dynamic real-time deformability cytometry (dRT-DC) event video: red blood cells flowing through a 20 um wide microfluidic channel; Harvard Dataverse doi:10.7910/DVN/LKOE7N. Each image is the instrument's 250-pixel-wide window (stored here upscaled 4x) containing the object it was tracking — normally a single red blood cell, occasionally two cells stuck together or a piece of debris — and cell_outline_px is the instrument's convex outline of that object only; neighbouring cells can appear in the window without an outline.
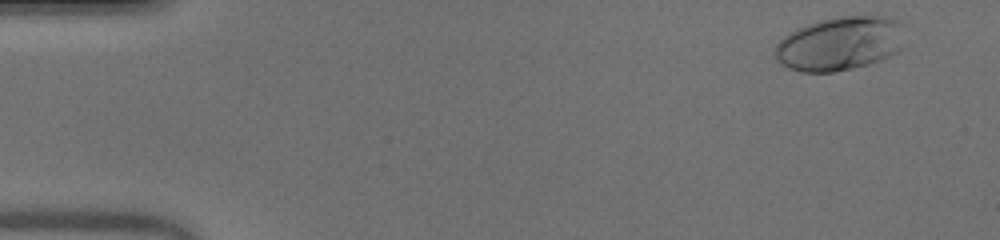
{"species": "human", "species_latin": "Homo sapiens", "temperature_condition": "warm", "stored_images_in_passage": 42, "camera_frame_rate_fps": 3000, "um_per_image_px": 0.085, "donor": {"sex": "male"}, "frame": {"image": 1, "passage_image": 2, "time_ms": 0.333, "image_size_px": [1000, 240], "cell_outline_px": [[904, 24], [900, 52], [880, 60], [868, 64], [852, 68], [832, 72], [800, 72], [788, 68], [780, 64], [776, 60], [772, 52], [776, 44], [784, 36], [796, 28], [820, 20], [840, 16], [892, 16], [900, 20]], "centroid_in_image_um": [71.39, 3.7], "position_along_channel_um": 13.6, "area_um2": 41.33}}
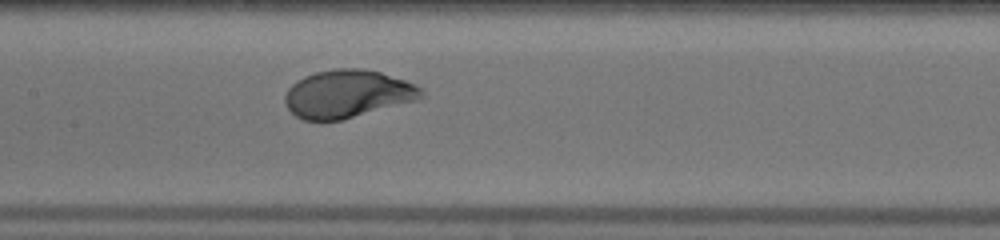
{"frame": {"image": 2, "passage_image": 24, "time_ms": 7.667, "image_size_px": [1000, 240], "cell_outline_px": [[424, 92], [416, 100], [344, 120], [304, 120], [296, 116], [288, 108], [284, 100], [284, 96], [288, 88], [296, 80], [304, 76], [316, 72], [336, 68], [360, 68], [380, 72], [416, 84], [424, 88]], "centroid_in_image_um": [29.53, 7.98], "position_along_channel_um": 177.9, "area_um2": 38.03}}
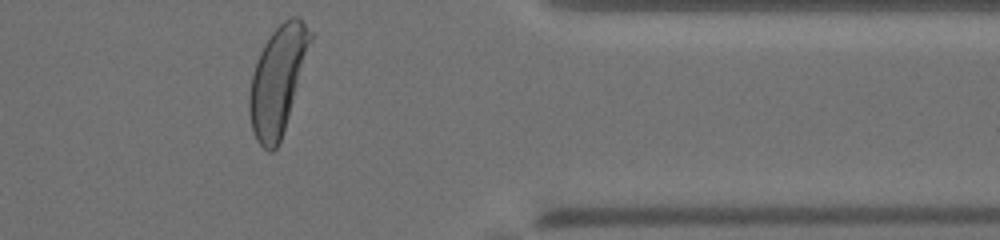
{"frame": {"image": 3, "passage_image": 41, "time_ms": 13.333, "image_size_px": [1000, 240], "cell_outline_px": [[312, 40], [284, 128], [280, 140], [276, 148], [272, 152], [268, 152], [256, 140], [252, 128], [248, 108], [248, 96], [252, 72], [256, 60], [264, 44], [272, 32], [284, 20], [292, 16], [300, 16], [312, 32]], "centroid_in_image_um": [23.58, 6.79], "position_along_channel_um": 387.8, "area_um2": 37.86}, "authors_computed_cell_mechanics": {"area_um2": 38.0324, "velocity_mm_per_s": 3.9874, "shape_relaxation_time_tau1_ms": 2.1317, "shape_relaxation_time_tau2_ms": null, "deformation_change_tau1": 0.191, "deformation_change_tau2": null}}